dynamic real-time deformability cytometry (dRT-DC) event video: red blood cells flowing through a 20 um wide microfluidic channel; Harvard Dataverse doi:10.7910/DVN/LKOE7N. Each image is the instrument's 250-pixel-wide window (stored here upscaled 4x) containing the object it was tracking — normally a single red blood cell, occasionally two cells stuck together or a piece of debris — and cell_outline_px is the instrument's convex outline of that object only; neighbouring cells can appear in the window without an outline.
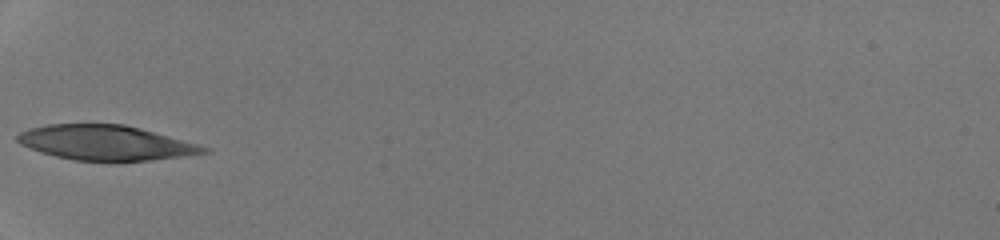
{"species": "human", "species_latin": "Homo sapiens", "temperature_condition": "room temperature", "stored_images_in_passage": 27, "camera_frame_rate_fps": 3000, "um_per_image_px": 0.085, "donor": {"sex": "male"}, "frame": {"image": 1, "passage_image": 1, "time_ms": 0.0, "image_size_px": [1000, 240], "cell_outline_px": [[212, 152], [148, 160], [108, 164], [76, 160], [56, 156], [20, 144], [16, 140], [16, 136], [20, 132], [28, 128], [48, 124], [124, 124], [140, 128], [212, 148]], "centroid_in_image_um": [9.0, 12.16], "position_along_channel_um": 76.0, "area_um2": 38.32}}
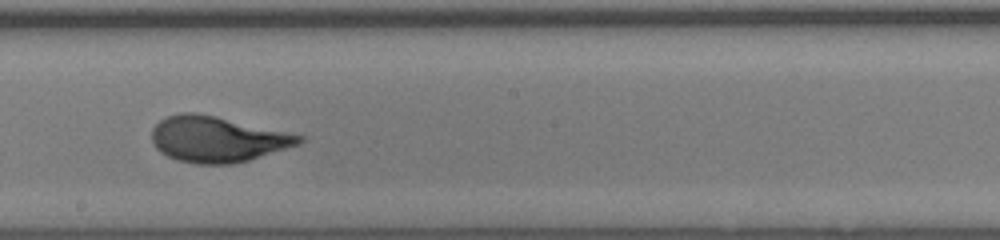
{"frame": {"image": 2, "passage_image": 12, "time_ms": 3.667, "image_size_px": [1000, 240], "cell_outline_px": [[304, 140], [300, 144], [248, 160], [232, 164], [196, 164], [176, 160], [160, 152], [156, 148], [152, 140], [152, 128], [160, 120], [168, 116], [180, 112], [196, 112], [216, 116], [288, 132], [304, 136]], "centroid_in_image_um": [18.45, 11.83], "position_along_channel_um": 229.7, "area_um2": 39.25}}
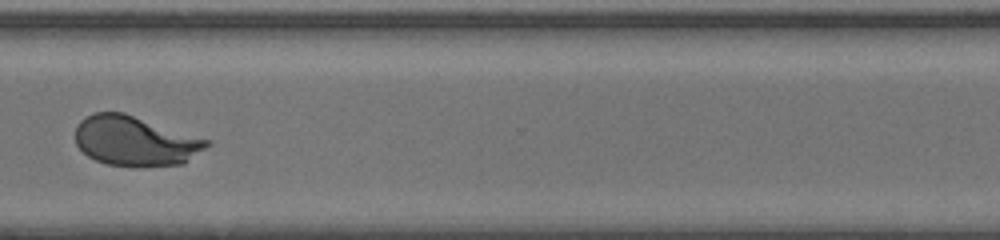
{"frame": {"image": 3, "passage_image": 21, "time_ms": 6.667, "image_size_px": [1000, 240], "cell_outline_px": [[212, 144], [184, 164], [144, 168], [136, 168], [108, 164], [96, 160], [88, 156], [76, 144], [76, 124], [80, 120], [92, 112], [124, 112], [212, 140]], "centroid_in_image_um": [11.54, 12.0], "position_along_channel_um": 359.1, "area_um2": 39.02}, "authors_computed_cell_mechanics": {"area_um2": 39.015, "velocity_mm_per_s": 4.2959, "shape_relaxation_time_tau1_ms": 4.2622, "shape_relaxation_time_tau2_ms": null, "deformation_change_tau1": 0.2185, "deformation_change_tau2": null}}